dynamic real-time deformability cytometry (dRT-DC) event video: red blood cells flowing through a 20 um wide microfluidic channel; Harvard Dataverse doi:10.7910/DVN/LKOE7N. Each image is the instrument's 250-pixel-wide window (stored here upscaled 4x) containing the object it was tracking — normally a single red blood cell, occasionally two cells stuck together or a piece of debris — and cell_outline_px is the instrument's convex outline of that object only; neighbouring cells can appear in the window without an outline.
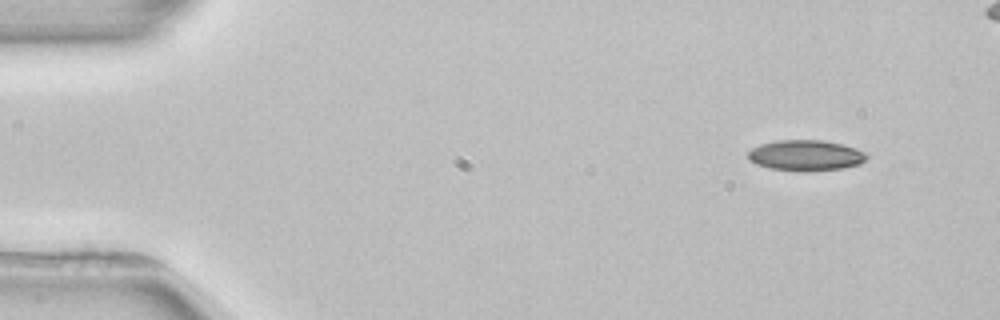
{"species": "common noctule bat (a hibernating species)", "species_latin": "Nyctalus noctula", "temperature_condition": "room temperature", "stored_images_in_passage": 3, "camera_frame_rate_fps": 3000, "um_per_image_px": 0.085, "animal": {"sex": "female", "body_mass_g": 22.7, "forearm_length_mm": 54.2}, "frame": {"image": 1, "passage_image": 1, "time_ms": 0.0, "image_size_px": [1000, 320], "cell_outline_px": [[868, 156], [860, 164], [840, 168], [812, 172], [800, 172], [768, 168], [756, 164], [748, 160], [748, 152], [752, 148], [760, 144], [776, 140], [824, 140], [856, 148], [864, 152]], "centroid_in_image_um": [68.45, 13.22], "position_along_channel_um": 16.6, "area_um2": 21.44}}